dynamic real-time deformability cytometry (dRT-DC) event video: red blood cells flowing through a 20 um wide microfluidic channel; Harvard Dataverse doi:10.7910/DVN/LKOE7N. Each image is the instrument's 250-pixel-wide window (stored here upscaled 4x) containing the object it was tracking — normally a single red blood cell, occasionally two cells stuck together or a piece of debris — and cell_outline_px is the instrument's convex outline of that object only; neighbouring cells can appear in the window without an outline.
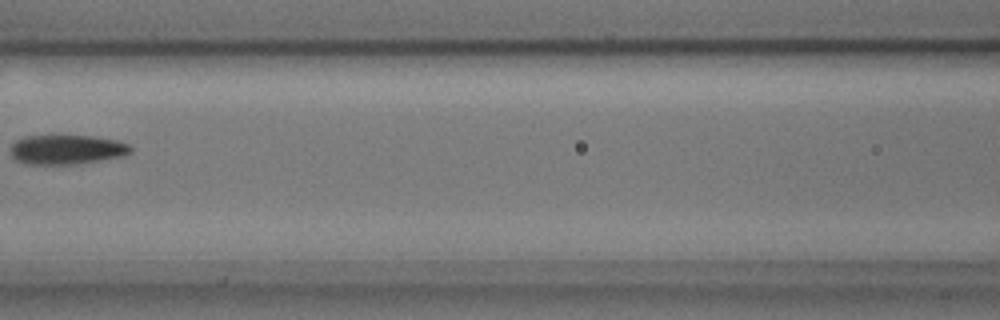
{"species": "common noctule bat (a hibernating species)", "species_latin": "Nyctalus noctula", "temperature_condition": "cold", "stored_images_in_passage": 6, "camera_frame_rate_fps": 3000, "um_per_image_px": 0.085, "animal": {"sex": "male", "body_mass_g": 17.9, "forearm_length_mm": 54.2}, "frame": {"image": 1, "passage_image": 5, "time_ms": 1.333, "image_size_px": [1000, 320], "cell_outline_px": [[132, 152], [124, 156], [76, 164], [24, 164], [16, 160], [12, 156], [12, 144], [16, 140], [24, 136], [92, 136], [116, 140], [128, 144], [132, 148]], "centroid_in_image_um": [5.68, 12.72], "position_along_channel_um": 160.9, "area_um2": 20.58}}
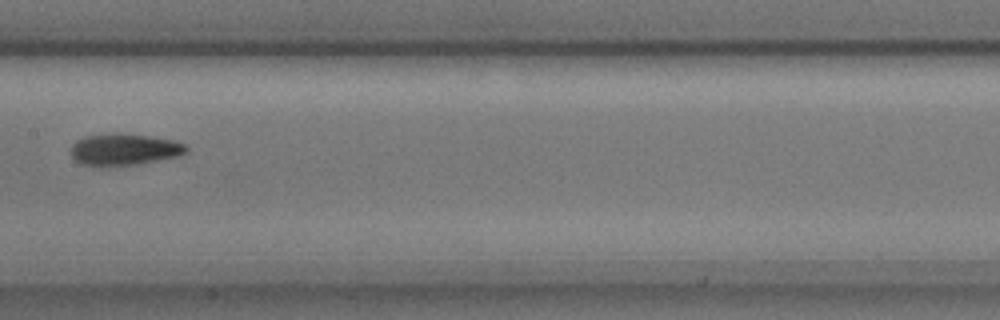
{"frame": {"image": 2, "passage_image": 6, "time_ms": 1.667, "image_size_px": [1000, 320], "cell_outline_px": [[188, 152], [176, 156], [136, 164], [108, 168], [92, 168], [80, 164], [68, 152], [68, 148], [76, 140], [84, 136], [116, 132], [120, 132], [176, 140], [184, 144], [188, 148]], "centroid_in_image_um": [10.45, 12.72], "position_along_channel_um": 197.0, "area_um2": 22.14}}